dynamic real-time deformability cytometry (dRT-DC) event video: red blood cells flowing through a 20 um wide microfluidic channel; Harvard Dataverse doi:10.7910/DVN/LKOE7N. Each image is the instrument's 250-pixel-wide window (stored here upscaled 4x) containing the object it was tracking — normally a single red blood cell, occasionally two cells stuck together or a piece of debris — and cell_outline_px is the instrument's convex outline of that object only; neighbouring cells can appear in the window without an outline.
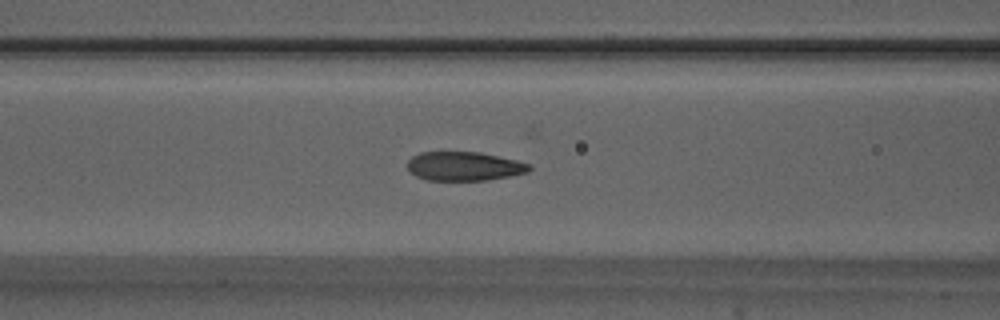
{"species": "Egyptian fruit bat (a non-hibernating species)", "species_latin": "Rousettus aegyptiacus", "temperature_condition": "warm", "stored_images_in_passage": 51, "camera_frame_rate_fps": 3000, "um_per_image_px": 0.085, "animal": {"sex": "male"}, "frame": {"image": 1, "passage_image": 22, "time_ms": 7.0, "image_size_px": [1000, 320], "cell_outline_px": [[532, 168], [528, 172], [488, 180], [428, 180], [416, 176], [408, 168], [408, 160], [412, 156], [420, 152], [480, 152], [516, 160], [532, 164]], "centroid_in_image_um": [39.47, 14.12], "position_along_channel_um": 127.1, "area_um2": 20.52}}
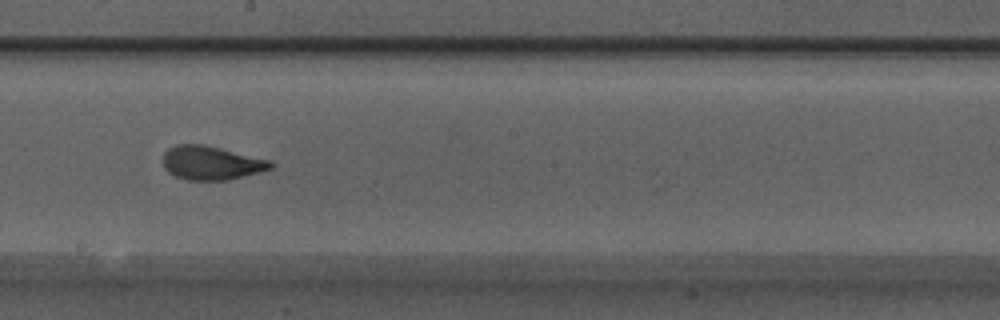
{"frame": {"image": 2, "passage_image": 30, "time_ms": 9.667, "image_size_px": [1000, 320], "cell_outline_px": [[276, 164], [272, 168], [260, 172], [228, 180], [188, 180], [176, 176], [168, 172], [164, 168], [164, 152], [168, 148], [176, 144], [204, 144], [272, 160]], "centroid_in_image_um": [17.99, 13.84], "position_along_channel_um": 230.2, "area_um2": 21.39}}
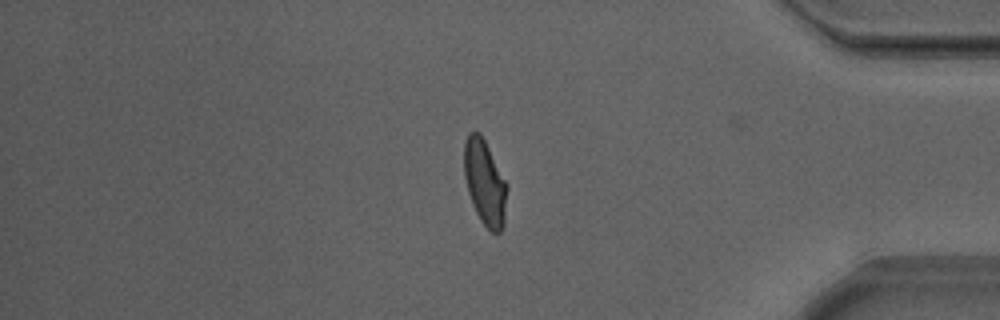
{"frame": {"image": 3, "passage_image": 45, "time_ms": 14.667, "image_size_px": [1000, 320], "cell_outline_px": [[508, 188], [504, 224], [500, 232], [496, 236], [480, 220], [472, 204], [468, 192], [464, 176], [464, 140], [468, 132], [480, 132], [508, 184]], "centroid_in_image_um": [41.22, 15.52], "position_along_channel_um": 394.0, "area_um2": 21.62}, "authors_computed_cell_mechanics": {"area_um2": 21.2704, "velocity_mm_per_s": 3.863, "shape_relaxation_time_tau1_ms": 4.5118, "shape_relaxation_time_tau2_ms": 0.8741, "deformation_change_tau1": 0.1763, "deformation_change_tau2": 0.0608}}